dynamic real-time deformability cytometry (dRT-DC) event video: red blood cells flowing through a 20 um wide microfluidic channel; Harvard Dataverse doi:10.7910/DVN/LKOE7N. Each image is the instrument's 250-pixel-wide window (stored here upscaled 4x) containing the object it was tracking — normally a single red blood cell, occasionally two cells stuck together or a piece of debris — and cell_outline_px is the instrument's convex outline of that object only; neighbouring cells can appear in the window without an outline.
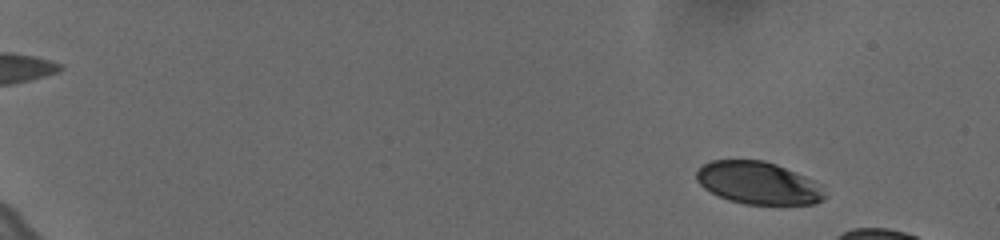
{"species": "human", "species_latin": "Homo sapiens", "temperature_condition": "cold", "stored_images_in_passage": 8, "camera_frame_rate_fps": 3000, "um_per_image_px": 0.085, "donor": {"sex": "female"}, "frame": {"image": 1, "passage_image": 3, "time_ms": 0.667, "image_size_px": [1000, 240], "cell_outline_px": [[828, 196], [812, 204], [744, 204], [728, 200], [704, 188], [696, 180], [696, 172], [704, 164], [712, 160], [764, 160], [776, 164], [804, 176], [820, 184]], "centroid_in_image_um": [64.45, 15.55], "position_along_channel_um": 20.6, "area_um2": 31.56}}